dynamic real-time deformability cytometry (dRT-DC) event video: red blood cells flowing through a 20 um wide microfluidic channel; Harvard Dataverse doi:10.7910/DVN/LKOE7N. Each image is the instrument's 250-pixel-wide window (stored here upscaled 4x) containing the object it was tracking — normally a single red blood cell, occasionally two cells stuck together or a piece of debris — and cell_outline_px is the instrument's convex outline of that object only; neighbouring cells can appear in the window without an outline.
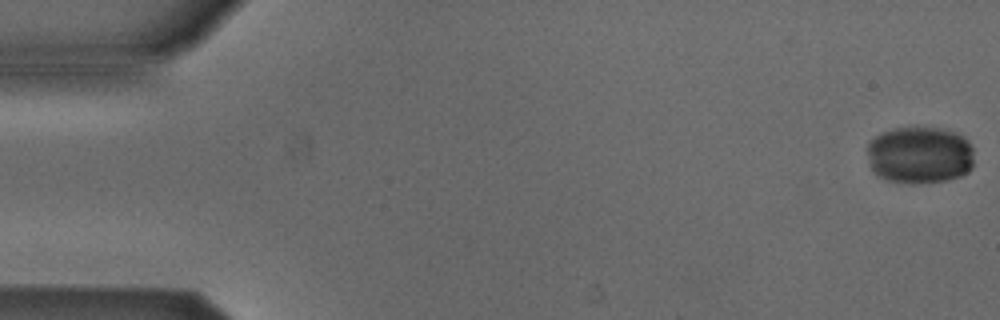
{"species": "Egyptian fruit bat (a non-hibernating species)", "species_latin": "Rousettus aegyptiacus", "temperature_condition": "cold", "stored_images_in_passage": 53, "camera_frame_rate_fps": 3000, "um_per_image_px": 0.085, "animal": {"sex": "male"}, "frame": {"image": 1, "passage_image": 1, "time_ms": 0.0, "image_size_px": [1000, 320], "cell_outline_px": [[972, 168], [968, 172], [960, 176], [948, 180], [912, 184], [888, 180], [872, 172], [868, 152], [868, 144], [876, 136], [892, 128], [940, 128], [956, 132], [964, 136], [968, 140], [972, 148]], "centroid_in_image_um": [78.2, 13.18], "position_along_channel_um": 6.8, "area_um2": 35.66}}
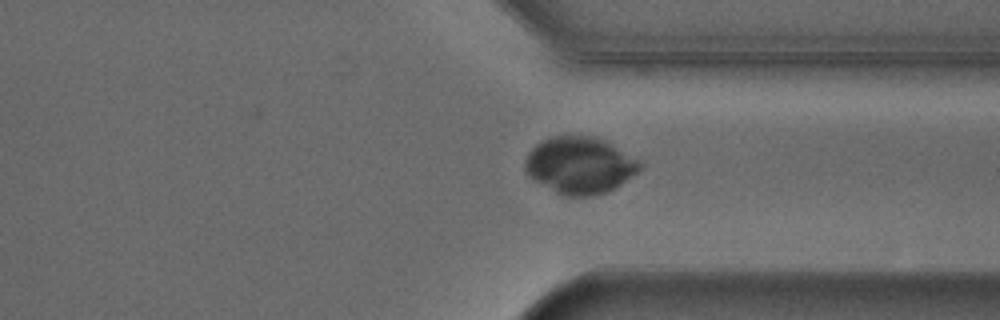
{"frame": {"image": 2, "passage_image": 40, "time_ms": 13.0, "image_size_px": [1000, 320], "cell_outline_px": [[640, 168], [632, 176], [620, 184], [604, 192], [588, 196], [564, 196], [556, 192], [528, 176], [524, 172], [524, 160], [528, 152], [540, 140], [552, 136], [596, 136], [604, 140], [640, 160]], "centroid_in_image_um": [49.23, 14.03], "position_along_channel_um": 362.2, "area_um2": 37.8}}
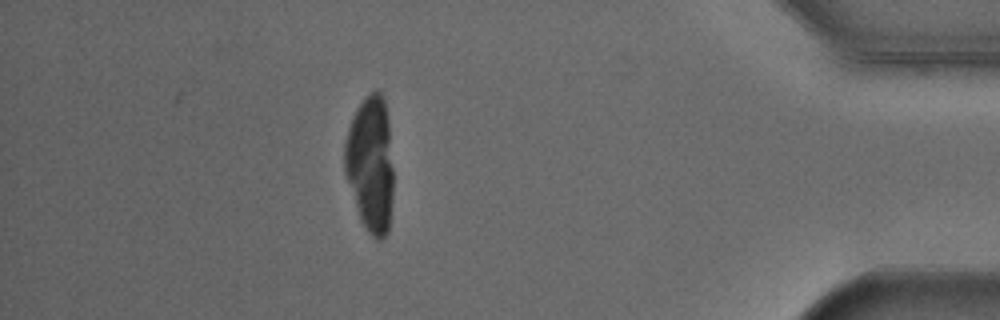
{"frame": {"image": 3, "passage_image": 47, "time_ms": 15.333, "image_size_px": [1000, 320], "cell_outline_px": [[392, 196], [388, 232], [380, 240], [376, 240], [368, 232], [360, 220], [344, 172], [344, 144], [348, 128], [352, 116], [356, 108], [364, 96], [376, 88], [380, 92], [384, 100], [388, 120], [392, 168]], "centroid_in_image_um": [31.47, 13.92], "position_along_channel_um": 403.7, "area_um2": 38.84}}